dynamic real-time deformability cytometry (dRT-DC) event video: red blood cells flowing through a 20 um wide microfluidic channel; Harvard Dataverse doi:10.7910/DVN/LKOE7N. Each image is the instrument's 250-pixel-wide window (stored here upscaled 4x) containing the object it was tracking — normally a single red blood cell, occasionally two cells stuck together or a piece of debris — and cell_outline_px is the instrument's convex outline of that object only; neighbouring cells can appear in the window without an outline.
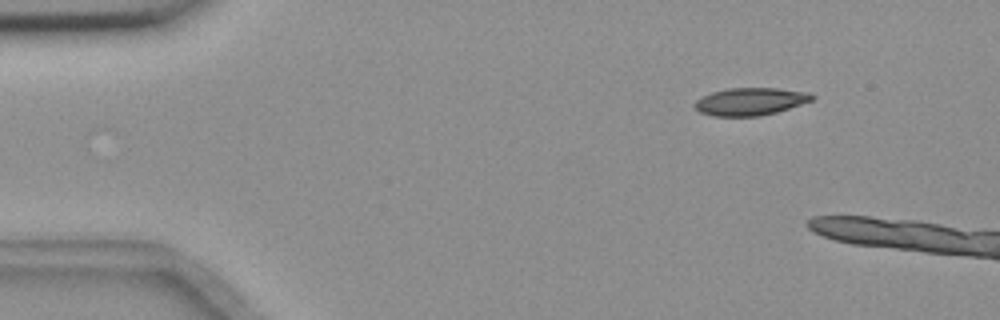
{"species": "common noctule bat (a hibernating species)", "species_latin": "Nyctalus noctula", "temperature_condition": "room temperature", "stored_images_in_passage": 7, "camera_frame_rate_fps": 3000, "um_per_image_px": 0.085, "animal": {"sex": "female", "body_mass_g": 18.4}, "frame": {"image": 1, "passage_image": 2, "time_ms": 0.333, "image_size_px": [1000, 320], "cell_outline_px": [[816, 96], [812, 100], [776, 112], [760, 116], [712, 116], [700, 112], [692, 104], [696, 100], [712, 92], [728, 88], [776, 88], [812, 92]], "centroid_in_image_um": [63.79, 8.62], "position_along_channel_um": 21.2, "area_um2": 18.84}}